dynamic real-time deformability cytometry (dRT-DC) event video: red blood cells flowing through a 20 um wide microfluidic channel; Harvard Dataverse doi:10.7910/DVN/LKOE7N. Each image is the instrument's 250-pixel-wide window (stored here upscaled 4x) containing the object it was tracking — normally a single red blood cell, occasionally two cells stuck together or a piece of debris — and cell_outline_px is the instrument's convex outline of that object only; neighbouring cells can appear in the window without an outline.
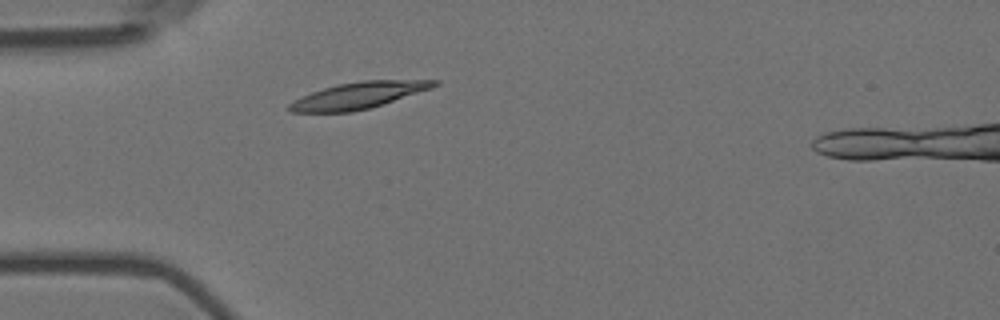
{"species": "Egyptian fruit bat (a non-hibernating species)", "species_latin": "Rousettus aegyptiacus", "temperature_condition": "room temperature", "stored_images_in_passage": 2, "camera_frame_rate_fps": 3000, "um_per_image_px": 0.085, "animal": {"sex": "female"}, "frame": {"image": 1, "passage_image": 2, "time_ms": 0.333, "image_size_px": [1000, 320], "cell_outline_px": [[440, 84], [432, 88], [368, 108], [352, 112], [292, 112], [288, 108], [288, 104], [312, 92], [324, 88], [340, 84], [360, 80], [440, 80]], "centroid_in_image_um": [30.5, 8.1], "position_along_channel_um": 54.5, "area_um2": 21.91}}